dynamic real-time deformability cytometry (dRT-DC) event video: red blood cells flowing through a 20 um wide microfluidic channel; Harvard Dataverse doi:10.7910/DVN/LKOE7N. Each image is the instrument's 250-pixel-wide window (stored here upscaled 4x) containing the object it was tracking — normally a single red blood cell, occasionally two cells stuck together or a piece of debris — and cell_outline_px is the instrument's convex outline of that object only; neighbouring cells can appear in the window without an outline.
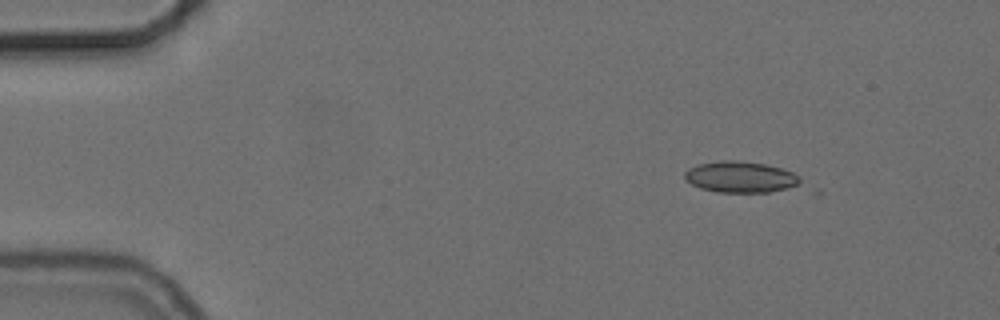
{"species": "common noctule bat (a hibernating species)", "species_latin": "Nyctalus noctula", "temperature_condition": "cold", "stored_images_in_passage": 5, "camera_frame_rate_fps": 3000, "um_per_image_px": 0.085, "animal": {"sex": "female", "body_mass_g": 24.6, "forearm_length_mm": 56.2}, "frame": {"image": 1, "passage_image": 1, "time_ms": 0.0, "image_size_px": [1000, 320], "cell_outline_px": [[800, 180], [796, 184], [788, 188], [768, 192], [716, 192], [700, 188], [692, 184], [684, 176], [684, 172], [688, 168], [700, 164], [720, 160], [736, 160], [764, 164], [780, 168], [792, 172], [800, 176]], "centroid_in_image_um": [62.91, 15.04], "position_along_channel_um": 22.1, "area_um2": 20.75}}
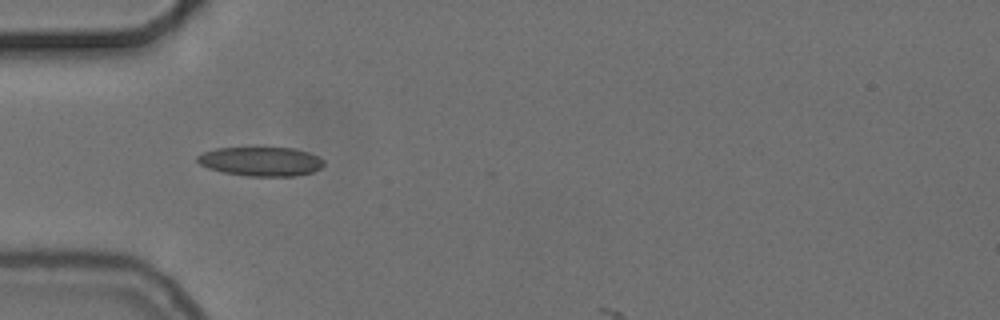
{"frame": {"image": 2, "passage_image": 4, "time_ms": 3.333, "image_size_px": [1000, 320], "cell_outline_px": [[324, 164], [320, 168], [312, 172], [292, 176], [248, 176], [224, 172], [208, 168], [200, 164], [196, 160], [196, 156], [204, 152], [216, 148], [292, 148], [308, 152], [320, 156], [324, 160]], "centroid_in_image_um": [22.19, 13.72], "position_along_channel_um": 62.8, "area_um2": 21.39}}